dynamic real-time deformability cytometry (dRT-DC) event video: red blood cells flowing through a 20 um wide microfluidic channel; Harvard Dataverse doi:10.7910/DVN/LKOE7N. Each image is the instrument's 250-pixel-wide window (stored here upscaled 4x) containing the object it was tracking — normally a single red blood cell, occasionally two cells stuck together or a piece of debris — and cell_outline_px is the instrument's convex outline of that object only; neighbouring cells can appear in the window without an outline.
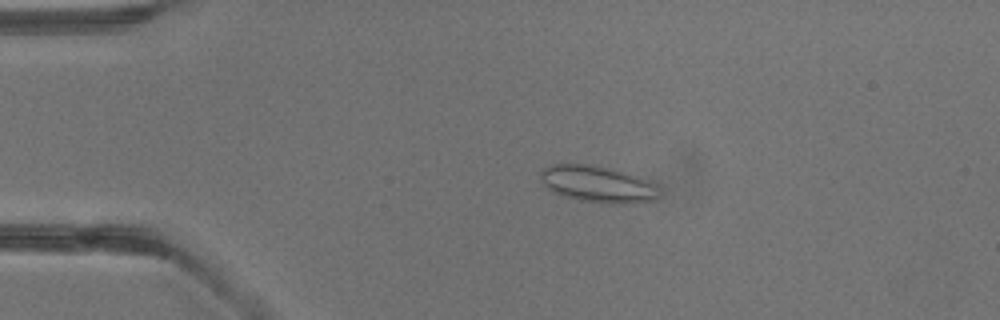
{"species": "common noctule bat (a hibernating species)", "species_latin": "Nyctalus noctula", "temperature_condition": "warm", "stored_images_in_passage": 5, "camera_frame_rate_fps": 3000, "um_per_image_px": 0.085, "animal": {"sex": "male", "body_mass_g": 13.3}, "frame": {"image": 1, "passage_image": 3, "time_ms": 2.333, "image_size_px": [1000, 320], "cell_outline_px": [[656, 196], [652, 200], [628, 204], [612, 204], [580, 200], [564, 196], [552, 192], [540, 180], [540, 172], [544, 168], [552, 164], [596, 164], [644, 180], [652, 184]], "centroid_in_image_um": [50.66, 15.65], "position_along_channel_um": 34.3, "area_um2": 24.57}}